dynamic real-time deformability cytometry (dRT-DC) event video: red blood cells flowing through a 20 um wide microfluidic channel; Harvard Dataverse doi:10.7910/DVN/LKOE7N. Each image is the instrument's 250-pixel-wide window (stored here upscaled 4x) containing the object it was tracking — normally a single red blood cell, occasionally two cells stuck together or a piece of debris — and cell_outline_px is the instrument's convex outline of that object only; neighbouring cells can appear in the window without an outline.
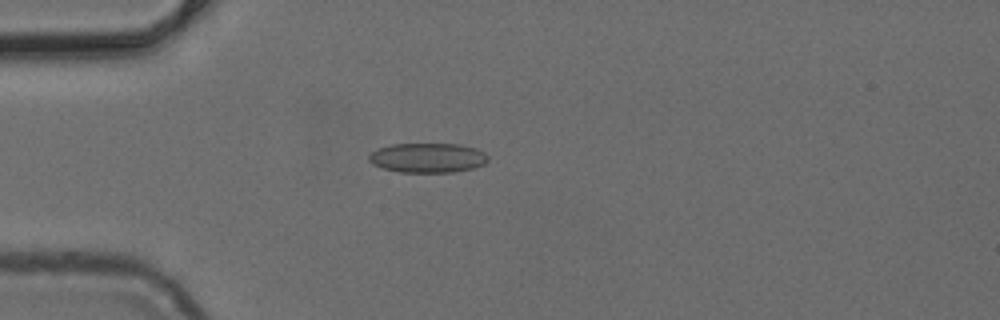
{"species": "common noctule bat (a hibernating species)", "species_latin": "Nyctalus noctula", "temperature_condition": "cold", "stored_images_in_passage": 50, "camera_frame_rate_fps": 3000, "um_per_image_px": 0.085, "animal": {"sex": "female", "body_mass_g": 24.6, "forearm_length_mm": 56.2}, "frame": {"image": 1, "passage_image": 14, "time_ms": 4.333, "image_size_px": [1000, 320], "cell_outline_px": [[488, 160], [484, 164], [472, 168], [452, 172], [400, 172], [384, 168], [372, 164], [368, 160], [368, 156], [376, 148], [392, 144], [460, 144], [476, 148], [484, 152], [488, 156]], "centroid_in_image_um": [36.34, 13.4], "position_along_channel_um": 48.7, "area_um2": 20.58}}
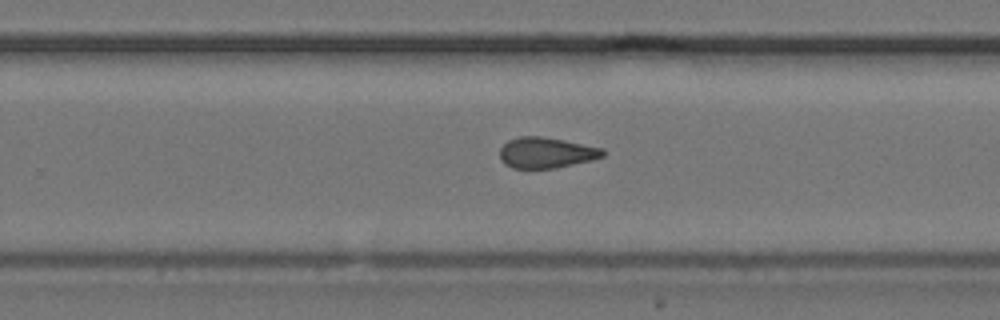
{"frame": {"image": 2, "passage_image": 32, "time_ms": 10.333, "image_size_px": [1000, 320], "cell_outline_px": [[604, 156], [592, 160], [556, 168], [512, 168], [504, 164], [500, 160], [500, 148], [508, 140], [520, 136], [540, 136], [564, 140], [604, 148]], "centroid_in_image_um": [46.42, 12.98], "position_along_channel_um": 283.4, "area_um2": 18.55}}
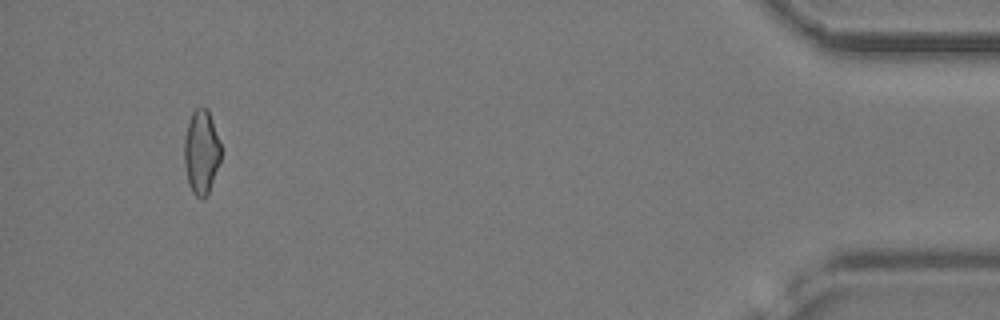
{"frame": {"image": 3, "passage_image": 47, "time_ms": 15.333, "image_size_px": [1000, 320], "cell_outline_px": [[220, 160], [208, 192], [200, 200], [192, 192], [188, 184], [184, 164], [184, 140], [188, 124], [192, 112], [200, 104], [208, 108], [220, 144]], "centroid_in_image_um": [17.09, 12.89], "position_along_channel_um": 418.1, "area_um2": 17.86}}